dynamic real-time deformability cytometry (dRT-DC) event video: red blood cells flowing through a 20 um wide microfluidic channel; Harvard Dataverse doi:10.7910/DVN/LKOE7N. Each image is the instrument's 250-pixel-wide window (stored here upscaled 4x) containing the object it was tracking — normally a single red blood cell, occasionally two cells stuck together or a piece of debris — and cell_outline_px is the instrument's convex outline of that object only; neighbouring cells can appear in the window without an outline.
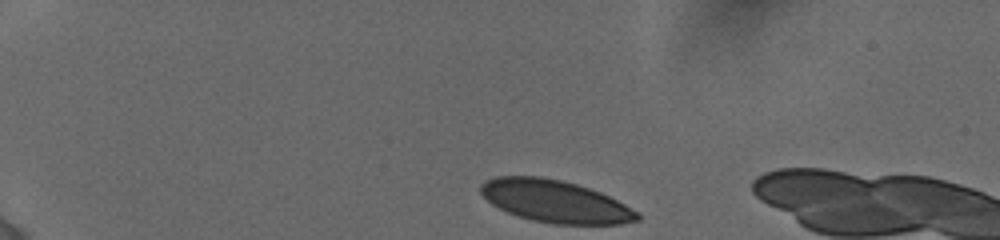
{"species": "human", "species_latin": "Homo sapiens", "temperature_condition": "cold", "stored_images_in_passage": 12, "camera_frame_rate_fps": 3000, "um_per_image_px": 0.085, "donor": {"sex": "female"}, "frame": {"image": 1, "passage_image": 1, "time_ms": 0.0, "image_size_px": [1000, 240], "cell_outline_px": [[640, 220], [620, 224], [552, 224], [532, 220], [508, 212], [492, 204], [480, 192], [480, 184], [484, 180], [496, 176], [540, 176], [560, 180], [576, 184], [600, 192], [640, 212]], "centroid_in_image_um": [47.19, 17.11], "position_along_channel_um": 37.8, "area_um2": 38.49}}
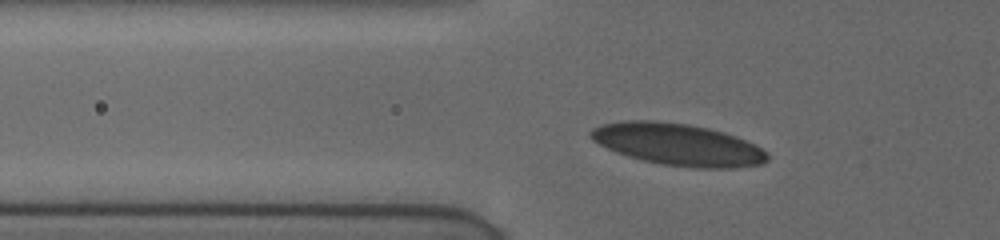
{"frame": {"image": 2, "passage_image": 9, "time_ms": 2.667, "image_size_px": [1000, 240], "cell_outline_px": [[768, 160], [764, 164], [732, 168], [696, 168], [660, 164], [628, 156], [616, 152], [592, 140], [588, 136], [588, 132], [592, 128], [600, 124], [620, 120], [652, 120], [688, 124], [708, 128], [724, 132], [736, 136], [768, 152]], "centroid_in_image_um": [57.59, 12.27], "position_along_channel_um": 68.2, "area_um2": 43.29}}
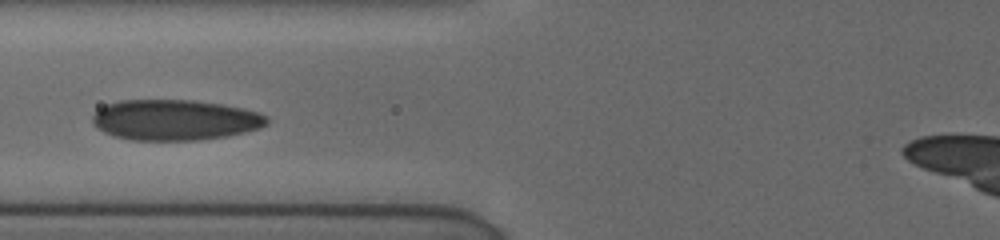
{"frame": {"image": 3, "passage_image": 11, "time_ms": 4.0, "image_size_px": [1000, 240], "cell_outline_px": [[268, 124], [260, 128], [228, 136], [200, 140], [128, 140], [112, 136], [96, 128], [92, 124], [92, 116], [104, 104], [120, 100], [196, 100], [224, 104], [244, 108], [260, 112], [268, 116]], "centroid_in_image_um": [14.87, 10.19], "position_along_channel_um": 110.9, "area_um2": 41.91}}